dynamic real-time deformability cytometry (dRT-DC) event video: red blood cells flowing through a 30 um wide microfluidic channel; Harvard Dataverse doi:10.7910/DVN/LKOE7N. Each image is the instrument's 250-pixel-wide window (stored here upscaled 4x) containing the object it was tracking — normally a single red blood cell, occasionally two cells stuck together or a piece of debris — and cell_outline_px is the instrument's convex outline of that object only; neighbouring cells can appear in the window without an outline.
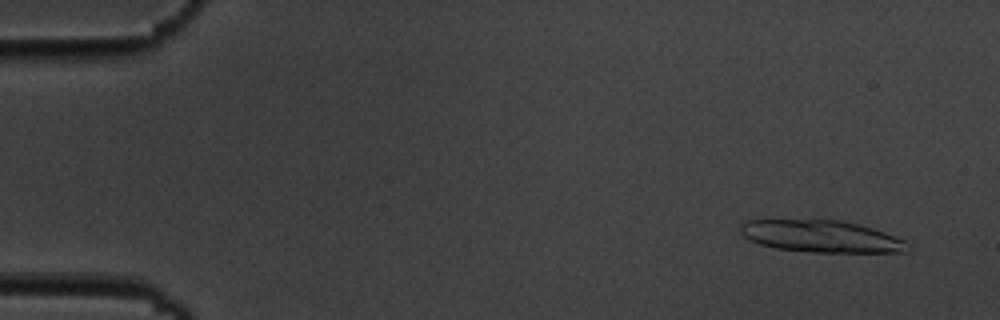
{"species": "common noctule bat (a hibernating species)", "species_latin": "Nyctalus noctula", "temperature_condition": "cold", "stored_images_in_passage": 8, "camera_frame_rate_fps": 3000, "um_per_image_px": 0.085, "animal": {"sex": "male", "body_mass_g": 19.5, "forearm_length_mm": 54.6}, "frame": {"image": 1, "passage_image": 2, "time_ms": 1.0, "image_size_px": [1000, 320], "cell_outline_px": [[912, 248], [908, 252], [816, 252], [776, 248], [760, 244], [748, 240], [740, 232], [740, 224], [748, 220], [840, 220], [872, 228], [884, 232], [904, 240], [912, 244]], "centroid_in_image_um": [69.84, 20.1], "position_along_channel_um": 15.2, "area_um2": 31.15}}